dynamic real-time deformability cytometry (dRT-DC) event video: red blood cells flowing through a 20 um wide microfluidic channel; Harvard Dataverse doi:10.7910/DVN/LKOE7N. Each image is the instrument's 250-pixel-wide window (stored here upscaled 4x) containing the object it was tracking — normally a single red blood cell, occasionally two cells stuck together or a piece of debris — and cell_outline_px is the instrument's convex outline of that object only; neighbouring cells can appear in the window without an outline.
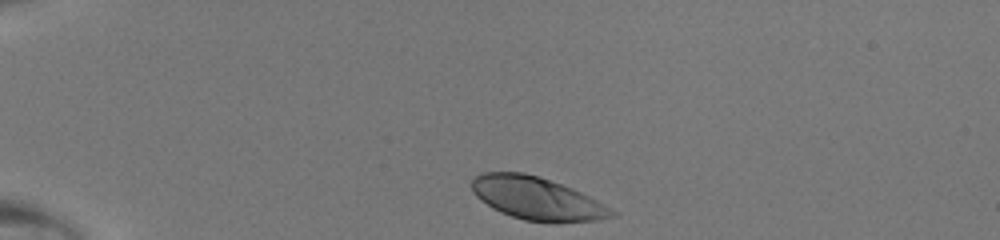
{"species": "human", "species_latin": "Homo sapiens", "temperature_condition": "room temperature", "stored_images_in_passage": 33, "camera_frame_rate_fps": 3000, "um_per_image_px": 0.085, "donor": {"sex": "male"}, "frame": {"image": 1, "passage_image": 1, "time_ms": 0.0, "image_size_px": [1000, 240], "cell_outline_px": [[616, 216], [600, 220], [552, 224], [524, 220], [500, 212], [492, 208], [480, 200], [472, 192], [472, 180], [480, 172], [524, 172], [540, 176], [572, 188], [604, 204], [616, 212]], "centroid_in_image_um": [45.64, 16.89], "position_along_channel_um": 39.4, "area_um2": 35.32}}
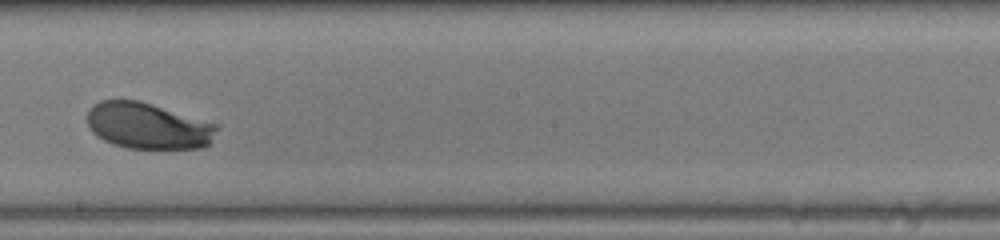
{"frame": {"image": 2, "passage_image": 19, "time_ms": 6.0, "image_size_px": [1000, 240], "cell_outline_px": [[220, 124], [208, 144], [204, 148], [128, 148], [112, 144], [96, 136], [88, 128], [88, 108], [92, 104], [100, 100], [140, 100]], "centroid_in_image_um": [12.56, 10.68], "position_along_channel_um": 235.6, "area_um2": 35.2}}
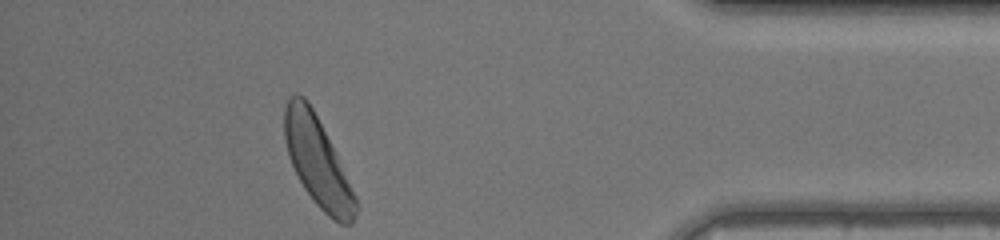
{"frame": {"image": 3, "passage_image": 33, "time_ms": 10.667, "image_size_px": [1000, 240], "cell_outline_px": [[356, 212], [352, 224], [340, 224], [328, 216], [316, 204], [304, 188], [288, 156], [284, 140], [284, 108], [288, 96], [296, 92], [304, 96], [308, 100], [336, 152], [356, 196]], "centroid_in_image_um": [26.97, 13.7], "position_along_channel_um": 408.2, "area_um2": 36.88}}